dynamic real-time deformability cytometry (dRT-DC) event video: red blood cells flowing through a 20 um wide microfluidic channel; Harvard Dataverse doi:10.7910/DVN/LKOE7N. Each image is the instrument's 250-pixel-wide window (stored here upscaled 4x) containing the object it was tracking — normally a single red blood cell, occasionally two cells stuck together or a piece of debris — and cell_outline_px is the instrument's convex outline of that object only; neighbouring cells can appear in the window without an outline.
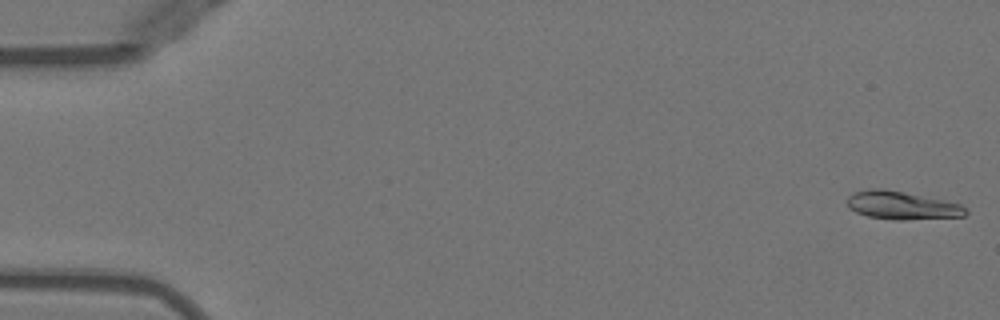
{"species": "Egyptian fruit bat (a non-hibernating species)", "species_latin": "Rousettus aegyptiacus", "temperature_condition": "warm", "stored_images_in_passage": 48, "camera_frame_rate_fps": 3000, "um_per_image_px": 0.085, "animal": {"sex": "female"}, "frame": {"image": 1, "passage_image": 1, "time_ms": 0.0, "image_size_px": [1000, 320], "cell_outline_px": [[968, 212], [964, 216], [900, 220], [896, 220], [868, 216], [856, 212], [848, 208], [848, 196], [852, 192], [868, 188], [884, 188], [944, 200], [960, 204]], "centroid_in_image_um": [76.61, 17.44], "position_along_channel_um": 8.4, "area_um2": 19.36}}
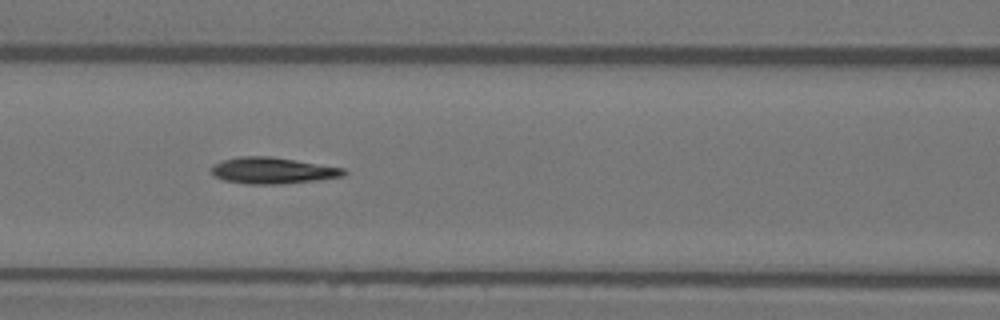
{"frame": {"image": 2, "passage_image": 22, "time_ms": 7.0, "image_size_px": [1000, 320], "cell_outline_px": [[348, 172], [344, 176], [316, 180], [280, 184], [248, 184], [224, 180], [216, 176], [212, 172], [212, 164], [224, 160], [240, 156], [272, 156], [344, 168]], "centroid_in_image_um": [23.19, 14.49], "position_along_channel_um": 143.4, "area_um2": 20.23}}
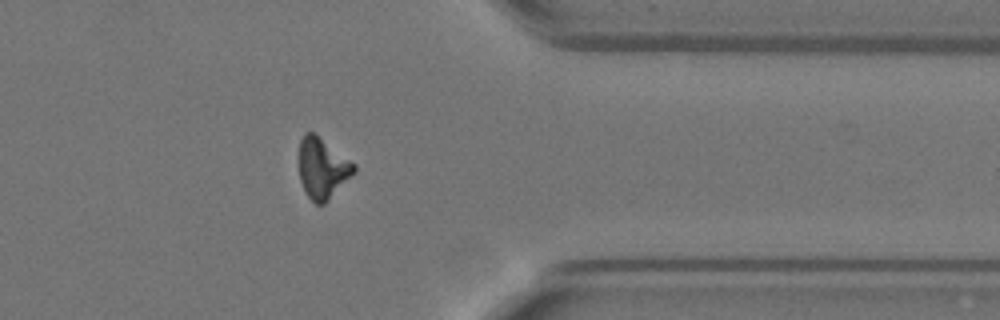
{"frame": {"image": 3, "passage_image": 41, "time_ms": 13.333, "image_size_px": [1000, 320], "cell_outline_px": [[356, 172], [324, 204], [316, 204], [308, 196], [300, 180], [300, 140], [304, 132], [312, 132], [356, 164]], "centroid_in_image_um": [27.43, 14.31], "position_along_channel_um": 384.0, "area_um2": 19.07}, "authors_computed_cell_mechanics": {"area_um2": 19.4497, "velocity_mm_per_s": 3.9894, "shape_relaxation_time_tau1_ms": 4.3978, "shape_relaxation_time_tau2_ms": 8.0867, "deformation_change_tau1": 0.2262, "deformation_change_tau2": 0.1899}}